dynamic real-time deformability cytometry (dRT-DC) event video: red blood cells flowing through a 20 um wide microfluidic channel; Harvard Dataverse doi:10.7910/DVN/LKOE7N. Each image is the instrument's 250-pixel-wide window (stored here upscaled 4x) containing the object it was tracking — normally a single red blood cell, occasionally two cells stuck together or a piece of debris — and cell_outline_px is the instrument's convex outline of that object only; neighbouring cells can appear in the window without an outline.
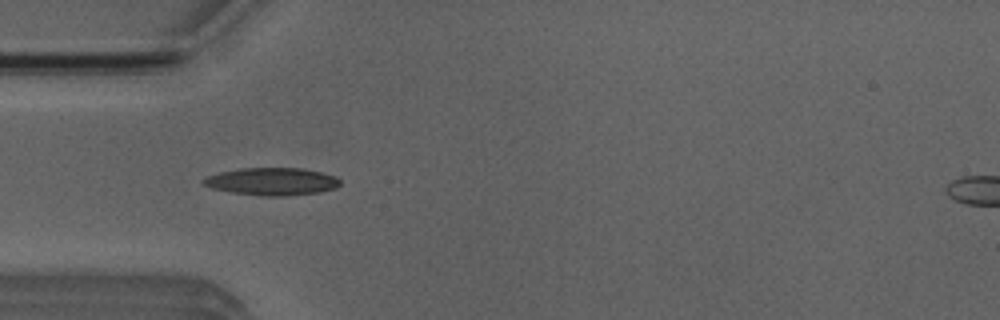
{"species": "Egyptian fruit bat (a non-hibernating species)", "species_latin": "Rousettus aegyptiacus", "temperature_condition": "room temperature", "stored_images_in_passage": 7, "camera_frame_rate_fps": 3000, "um_per_image_px": 0.085, "animal": {"sex": "male"}, "frame": {"image": 1, "passage_image": 5, "time_ms": 4.667, "image_size_px": [1000, 320], "cell_outline_px": [[340, 184], [336, 188], [320, 192], [288, 196], [260, 196], [232, 192], [212, 188], [204, 184], [200, 180], [208, 176], [220, 172], [240, 168], [300, 168], [320, 172], [336, 176], [340, 180]], "centroid_in_image_um": [23.13, 15.43], "position_along_channel_um": 61.9, "area_um2": 21.96}}